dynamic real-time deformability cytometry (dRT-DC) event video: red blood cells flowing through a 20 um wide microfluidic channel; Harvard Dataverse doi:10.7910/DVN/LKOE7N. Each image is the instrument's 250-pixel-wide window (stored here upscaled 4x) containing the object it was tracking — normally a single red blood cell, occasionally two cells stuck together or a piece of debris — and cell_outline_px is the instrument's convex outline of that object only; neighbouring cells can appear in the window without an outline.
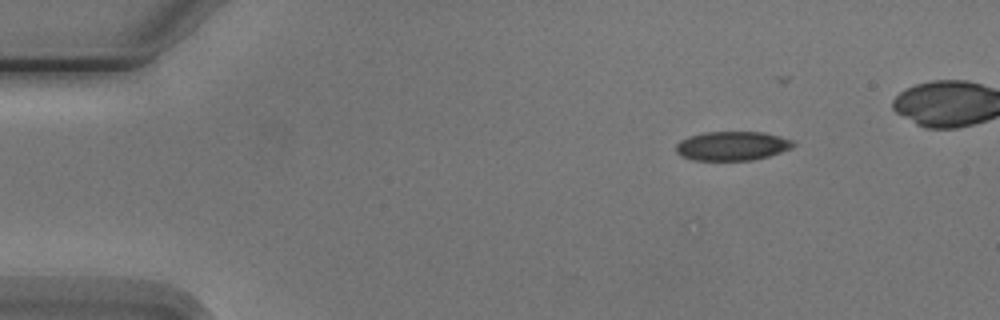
{"species": "Egyptian fruit bat (a non-hibernating species)", "species_latin": "Rousettus aegyptiacus", "temperature_condition": "cold", "stored_images_in_passage": 5, "camera_frame_rate_fps": 3000, "um_per_image_px": 0.085, "animal": {"sex": "male"}, "frame": {"image": 1, "passage_image": 1, "time_ms": 0.0, "image_size_px": [1000, 320], "cell_outline_px": [[796, 144], [792, 148], [768, 156], [752, 160], [692, 160], [680, 156], [676, 152], [676, 144], [680, 140], [688, 136], [704, 132], [764, 132], [796, 140]], "centroid_in_image_um": [62.24, 12.4], "position_along_channel_um": 22.8, "area_um2": 20.11}}